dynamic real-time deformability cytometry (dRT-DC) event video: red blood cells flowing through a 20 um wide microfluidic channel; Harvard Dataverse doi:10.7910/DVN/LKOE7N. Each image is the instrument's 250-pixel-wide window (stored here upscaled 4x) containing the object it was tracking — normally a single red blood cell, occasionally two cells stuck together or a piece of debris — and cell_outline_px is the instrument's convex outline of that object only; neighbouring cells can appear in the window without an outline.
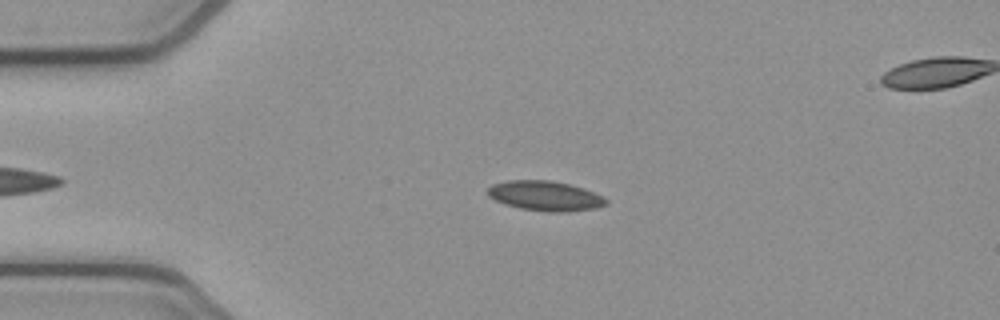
{"species": "common noctule bat (a hibernating species)", "species_latin": "Nyctalus noctula", "temperature_condition": "cold", "stored_images_in_passage": 44, "camera_frame_rate_fps": 3000, "um_per_image_px": 0.085, "animal": {"sex": "female", "body_mass_g": 21.9}, "frame": {"image": 1, "passage_image": 8, "time_ms": 2.333, "image_size_px": [1000, 320], "cell_outline_px": [[608, 204], [596, 208], [568, 212], [544, 212], [520, 208], [504, 204], [488, 196], [488, 188], [492, 184], [508, 180], [552, 180], [584, 188], [604, 196], [608, 200]], "centroid_in_image_um": [46.37, 16.65], "position_along_channel_um": 38.6, "area_um2": 20.81}}
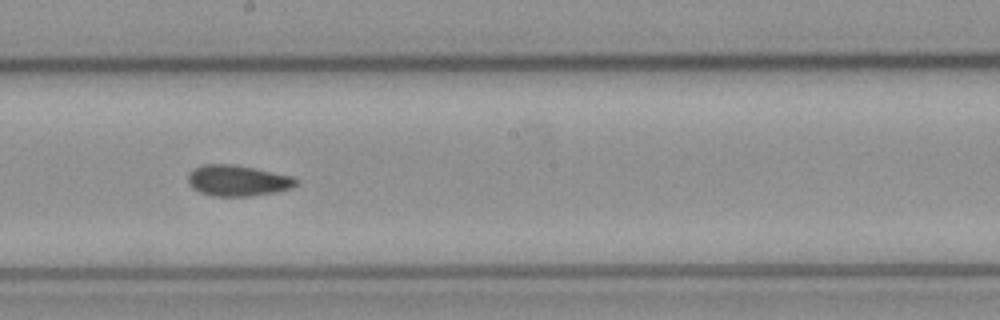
{"frame": {"image": 2, "passage_image": 25, "time_ms": 8.0, "image_size_px": [1000, 320], "cell_outline_px": [[300, 184], [292, 188], [276, 192], [248, 196], [212, 196], [200, 192], [192, 188], [188, 184], [188, 176], [196, 168], [204, 164], [236, 164], [296, 176], [300, 180]], "centroid_in_image_um": [20.29, 15.35], "position_along_channel_um": 227.9, "area_um2": 19.83}}
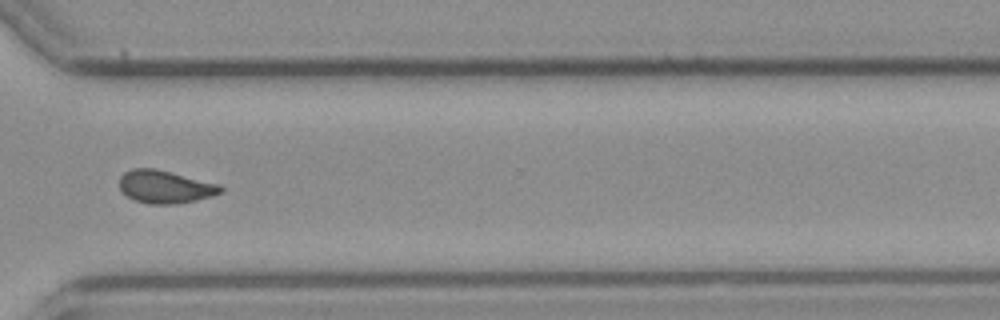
{"frame": {"image": 3, "passage_image": 35, "time_ms": 11.333, "image_size_px": [1000, 320], "cell_outline_px": [[224, 192], [212, 196], [196, 200], [176, 204], [148, 204], [136, 200], [128, 196], [120, 188], [120, 176], [124, 172], [132, 168], [156, 168], [220, 184], [224, 188]], "centroid_in_image_um": [14.07, 15.87], "position_along_channel_um": 356.5, "area_um2": 19.48}, "authors_computed_cell_mechanics": {"area_um2": 19.5942, "velocity_mm_per_s": 3.8697, "shape_relaxation_time_tau1_ms": null, "shape_relaxation_time_tau2_ms": 4.3783, "deformation_change_tau1": null, "deformation_change_tau2": 0.0886}}